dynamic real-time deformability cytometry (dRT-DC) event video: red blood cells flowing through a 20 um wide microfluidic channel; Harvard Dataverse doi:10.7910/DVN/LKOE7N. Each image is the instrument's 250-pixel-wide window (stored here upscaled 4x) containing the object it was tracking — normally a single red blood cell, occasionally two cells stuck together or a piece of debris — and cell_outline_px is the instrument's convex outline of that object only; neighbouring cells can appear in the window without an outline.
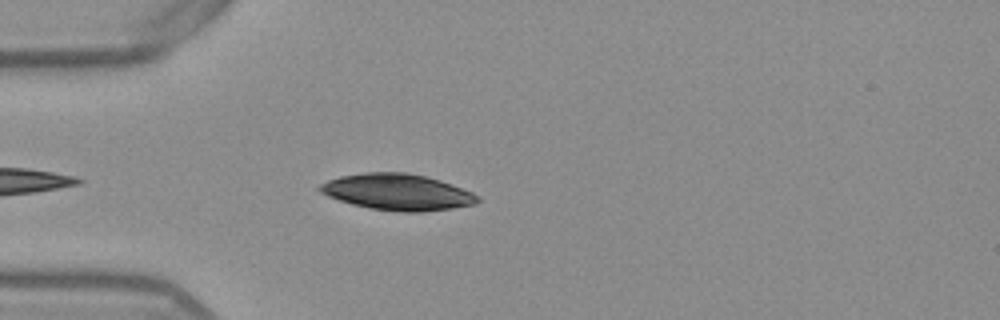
{"species": "Egyptian fruit bat (a non-hibernating species)", "species_latin": "Rousettus aegyptiacus", "temperature_condition": "warm", "stored_images_in_passage": 28, "camera_frame_rate_fps": 3000, "um_per_image_px": 0.085, "frame": {"image": 1, "passage_image": 5, "time_ms": 1.333, "image_size_px": [1000, 320], "cell_outline_px": [[480, 200], [476, 204], [452, 208], [424, 212], [404, 212], [372, 208], [352, 204], [328, 196], [320, 192], [316, 188], [320, 184], [328, 180], [340, 176], [368, 172], [404, 172], [424, 176], [440, 180], [472, 192], [480, 196]], "centroid_in_image_um": [33.79, 16.32], "position_along_channel_um": 51.2, "area_um2": 33.18}}
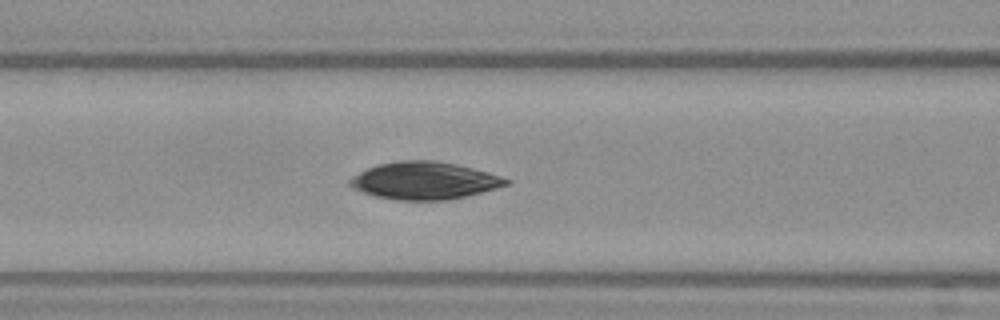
{"frame": {"image": 2, "passage_image": 12, "time_ms": 3.667, "image_size_px": [1000, 320], "cell_outline_px": [[512, 180], [508, 184], [496, 188], [448, 200], [400, 200], [376, 196], [352, 188], [348, 184], [348, 180], [352, 176], [368, 168], [380, 164], [400, 160], [432, 160], [456, 164], [488, 172]], "centroid_in_image_um": [36.06, 15.35], "position_along_channel_um": 130.5, "area_um2": 33.76}}
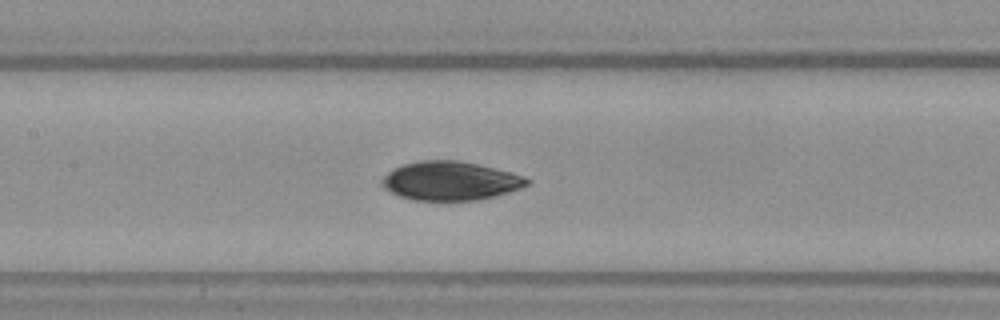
{"frame": {"image": 3, "passage_image": 15, "time_ms": 4.667, "image_size_px": [1000, 320], "cell_outline_px": [[532, 180], [528, 184], [520, 188], [496, 196], [476, 200], [412, 200], [400, 196], [384, 188], [380, 184], [380, 180], [388, 172], [404, 164], [420, 160], [456, 160], [476, 164], [512, 172], [524, 176]], "centroid_in_image_um": [38.28, 15.37], "position_along_channel_um": 169.1, "area_um2": 32.71}}